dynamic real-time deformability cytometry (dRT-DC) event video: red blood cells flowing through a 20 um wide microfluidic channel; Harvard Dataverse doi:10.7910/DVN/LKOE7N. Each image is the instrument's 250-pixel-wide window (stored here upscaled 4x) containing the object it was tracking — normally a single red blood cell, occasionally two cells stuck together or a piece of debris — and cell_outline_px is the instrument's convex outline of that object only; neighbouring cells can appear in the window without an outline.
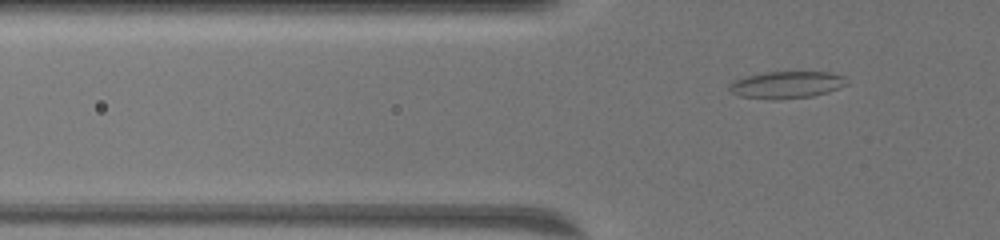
{"species": "common noctule bat (a hibernating species)", "species_latin": "Nyctalus noctula", "temperature_condition": "warm", "stored_images_in_passage": 5, "camera_frame_rate_fps": 3000, "um_per_image_px": 0.085, "animal": {"sex": "female", "body_mass_g": 19.5, "forearm_length_mm": 54.1}, "frame": {"image": 1, "passage_image": 4, "time_ms": 1.0, "image_size_px": [1000, 240], "cell_outline_px": [[848, 84], [828, 92], [812, 96], [772, 100], [740, 96], [732, 92], [728, 88], [736, 80], [748, 76], [768, 72], [828, 72], [844, 76]], "centroid_in_image_um": [66.9, 7.21], "position_along_channel_um": 58.9, "area_um2": 18.21}}